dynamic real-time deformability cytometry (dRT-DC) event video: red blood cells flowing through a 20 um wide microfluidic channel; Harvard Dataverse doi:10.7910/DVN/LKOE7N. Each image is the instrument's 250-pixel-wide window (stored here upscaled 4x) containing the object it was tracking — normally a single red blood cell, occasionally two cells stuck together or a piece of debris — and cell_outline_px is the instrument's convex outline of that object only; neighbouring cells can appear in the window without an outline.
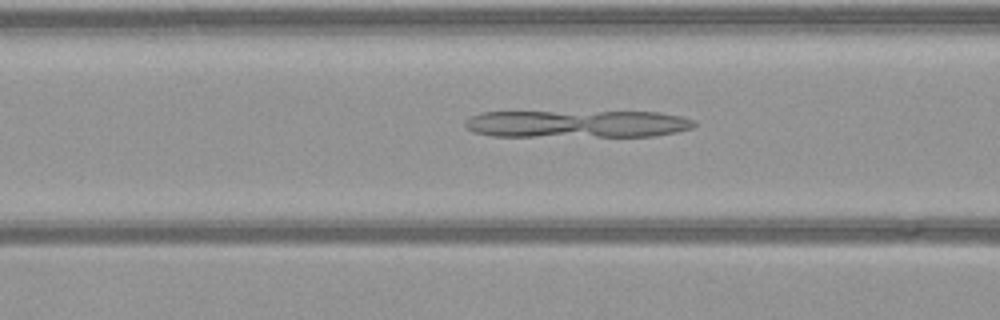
{"species": "common noctule bat (a hibernating species)", "species_latin": "Nyctalus noctula", "temperature_condition": "warm", "stored_images_in_passage": 53, "camera_frame_rate_fps": 3000, "um_per_image_px": 0.085, "animal": {"sex": "female", "body_mass_g": 21.9}, "frame": {"image": 1, "passage_image": 20, "time_ms": 6.333, "image_size_px": [1000, 320], "cell_outline_px": [[696, 124], [692, 128], [676, 132], [656, 136], [492, 136], [472, 132], [464, 128], [464, 120], [480, 112], [660, 112], [680, 116], [696, 120]], "centroid_in_image_um": [49.04, 10.53], "position_along_channel_um": 117.6, "area_um2": 36.88}}